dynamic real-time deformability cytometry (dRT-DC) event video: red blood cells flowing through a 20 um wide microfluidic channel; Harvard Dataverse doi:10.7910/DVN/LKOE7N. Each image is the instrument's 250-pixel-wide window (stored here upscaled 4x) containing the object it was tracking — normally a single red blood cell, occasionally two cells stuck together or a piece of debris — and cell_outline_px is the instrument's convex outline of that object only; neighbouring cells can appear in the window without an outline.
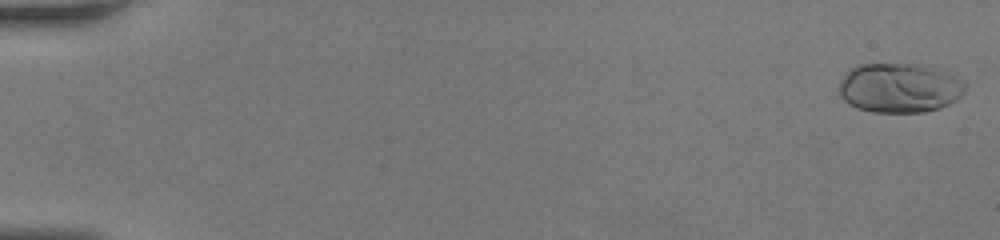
{"species": "human", "species_latin": "Homo sapiens", "temperature_condition": "room temperature", "stored_images_in_passage": 46, "camera_frame_rate_fps": 3000, "um_per_image_px": 0.085, "donor": {"sex": "female"}, "frame": {"image": 1, "passage_image": 1, "time_ms": 0.0, "image_size_px": [1000, 240], "cell_outline_px": [[964, 92], [956, 100], [940, 108], [924, 112], [872, 112], [856, 108], [844, 100], [840, 96], [840, 80], [852, 68], [860, 64], [908, 64], [924, 68], [952, 76], [960, 80], [964, 84]], "centroid_in_image_um": [76.38, 7.51], "position_along_channel_um": 8.6, "area_um2": 35.43}}
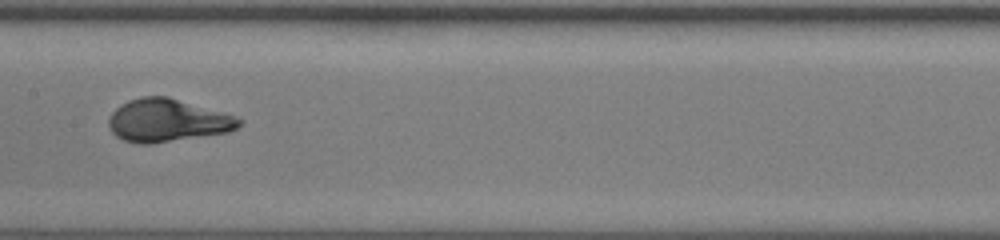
{"frame": {"image": 2, "passage_image": 25, "time_ms": 8.0, "image_size_px": [1000, 240], "cell_outline_px": [[244, 120], [236, 128], [228, 132], [152, 144], [140, 144], [124, 140], [116, 136], [112, 132], [108, 124], [108, 120], [112, 112], [120, 104], [128, 100], [140, 96], [168, 96], [236, 116]], "centroid_in_image_um": [14.21, 10.23], "position_along_channel_um": 193.2, "area_um2": 32.6}}
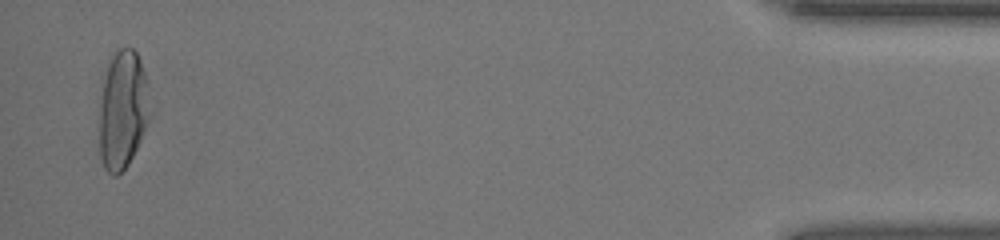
{"frame": {"image": 3, "passage_image": 45, "time_ms": 14.667, "image_size_px": [1000, 240], "cell_outline_px": [[148, 120], [140, 140], [128, 164], [116, 176], [112, 176], [104, 168], [100, 156], [100, 104], [104, 80], [108, 64], [116, 48], [132, 48], [136, 52], [140, 60], [144, 72]], "centroid_in_image_um": [10.39, 9.35], "position_along_channel_um": 424.8, "area_um2": 33.87}}